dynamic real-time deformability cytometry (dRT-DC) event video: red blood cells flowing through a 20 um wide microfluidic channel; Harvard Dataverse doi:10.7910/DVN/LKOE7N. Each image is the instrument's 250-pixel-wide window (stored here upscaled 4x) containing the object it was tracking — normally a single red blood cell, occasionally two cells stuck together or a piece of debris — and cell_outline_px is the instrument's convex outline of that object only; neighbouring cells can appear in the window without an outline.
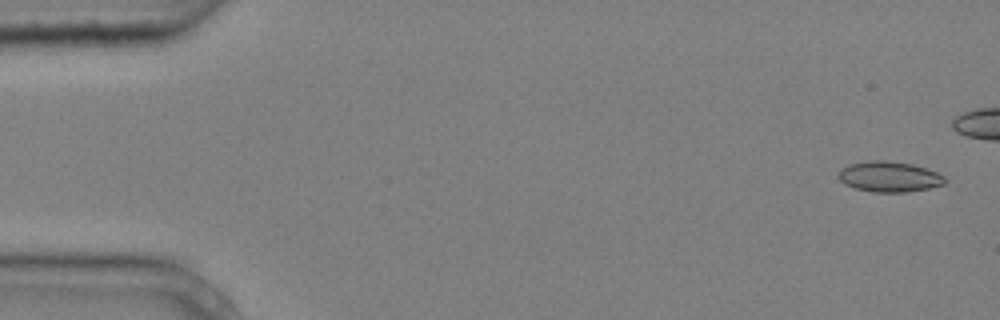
{"species": "common noctule bat (a hibernating species)", "species_latin": "Nyctalus noctula", "temperature_condition": "cold", "stored_images_in_passage": 5, "camera_frame_rate_fps": 3000, "um_per_image_px": 0.085, "animal": {"sex": "male", "body_mass_g": 20.4}, "frame": {"image": 1, "passage_image": 1, "time_ms": 0.0, "image_size_px": [1000, 320], "cell_outline_px": [[948, 180], [944, 184], [928, 188], [908, 192], [872, 192], [856, 188], [844, 184], [836, 176], [836, 172], [840, 168], [848, 164], [868, 160], [884, 160], [912, 164], [936, 172], [944, 176]], "centroid_in_image_um": [75.53, 15.01], "position_along_channel_um": 9.5, "area_um2": 19.13}}